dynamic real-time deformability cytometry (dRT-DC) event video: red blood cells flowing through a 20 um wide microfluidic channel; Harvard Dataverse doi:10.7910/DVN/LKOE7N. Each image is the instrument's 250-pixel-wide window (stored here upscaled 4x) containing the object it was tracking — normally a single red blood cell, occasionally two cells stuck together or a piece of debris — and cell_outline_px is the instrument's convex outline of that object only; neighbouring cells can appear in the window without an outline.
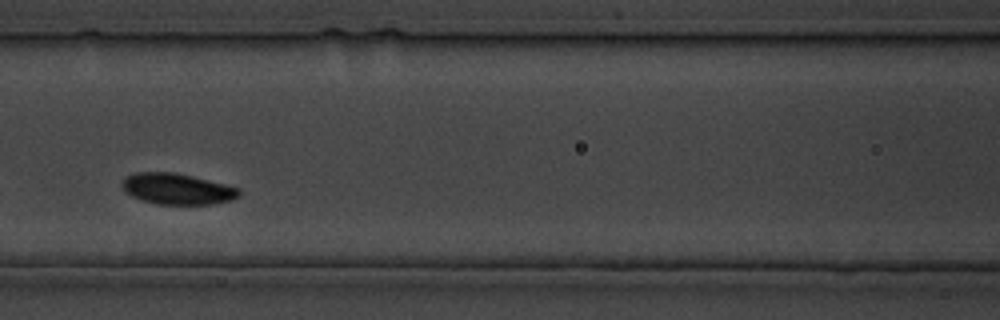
{"species": "common noctule bat (a hibernating species)", "species_latin": "Nyctalus noctula", "temperature_condition": "cold", "stored_images_in_passage": 9, "camera_frame_rate_fps": 3000, "um_per_image_px": 0.085, "animal": {"sex": "male", "body_mass_g": 19.5, "forearm_length_mm": 54.6}, "frame": {"image": 1, "passage_image": 7, "time_ms": 7.667, "image_size_px": [1000, 320], "cell_outline_px": [[240, 196], [232, 200], [212, 204], [156, 204], [140, 200], [124, 192], [120, 184], [124, 176], [136, 172], [172, 172], [192, 176], [240, 188]], "centroid_in_image_um": [15.01, 16.06], "position_along_channel_um": 151.6, "area_um2": 21.33}}